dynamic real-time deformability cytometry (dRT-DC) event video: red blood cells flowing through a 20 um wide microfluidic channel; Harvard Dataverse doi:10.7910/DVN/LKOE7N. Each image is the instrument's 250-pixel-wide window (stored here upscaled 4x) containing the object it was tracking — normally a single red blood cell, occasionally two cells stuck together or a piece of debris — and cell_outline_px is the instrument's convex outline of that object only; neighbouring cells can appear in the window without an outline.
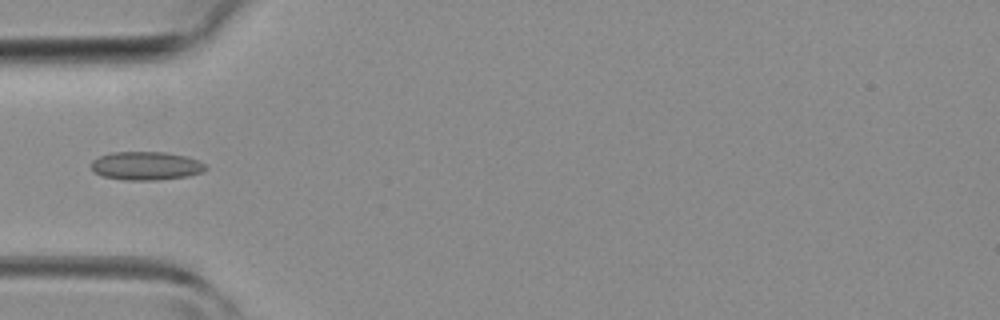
{"species": "common noctule bat (a hibernating species)", "species_latin": "Nyctalus noctula", "temperature_condition": "room temperature", "stored_images_in_passage": 39, "camera_frame_rate_fps": 3000, "um_per_image_px": 0.085, "animal": {"sex": "female", "body_mass_g": 19.3, "forearm_length_mm": 54.1}, "frame": {"image": 1, "passage_image": 10, "time_ms": 3.0, "image_size_px": [1000, 320], "cell_outline_px": [[208, 168], [204, 172], [188, 176], [156, 180], [124, 180], [104, 176], [92, 172], [92, 160], [100, 156], [112, 152], [164, 152], [184, 156], [196, 160], [204, 164]], "centroid_in_image_um": [12.41, 14.1], "position_along_channel_um": 72.6, "area_um2": 18.9}}
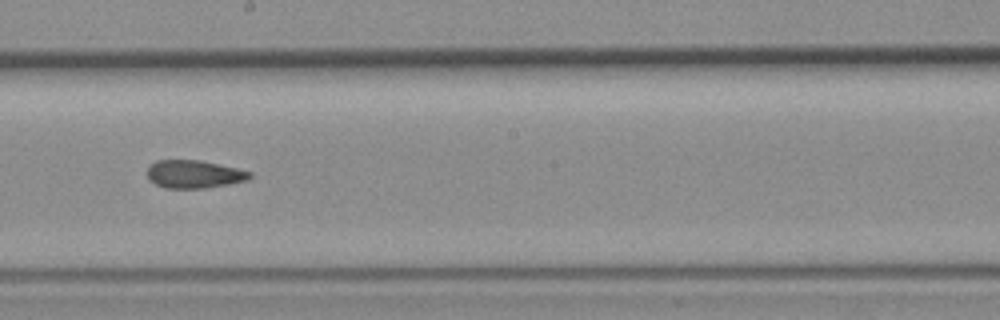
{"frame": {"image": 2, "passage_image": 20, "time_ms": 6.333, "image_size_px": [1000, 320], "cell_outline_px": [[252, 176], [248, 180], [228, 184], [204, 188], [164, 188], [148, 180], [148, 168], [156, 160], [200, 160], [236, 168], [252, 172]], "centroid_in_image_um": [16.5, 14.81], "position_along_channel_um": 231.7, "area_um2": 16.65}}
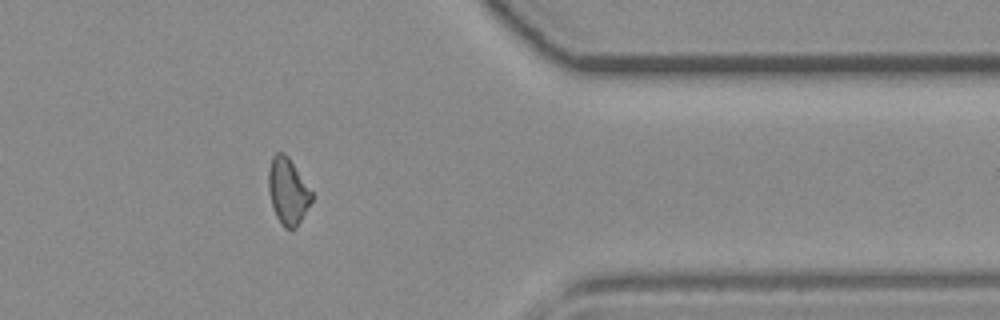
{"frame": {"image": 3, "passage_image": 31, "time_ms": 10.0, "image_size_px": [1000, 320], "cell_outline_px": [[312, 200], [296, 228], [284, 228], [280, 224], [276, 216], [268, 192], [268, 168], [272, 156], [276, 152], [284, 152], [288, 156], [312, 192]], "centroid_in_image_um": [24.44, 16.23], "position_along_channel_um": 387.0, "area_um2": 16.65}}